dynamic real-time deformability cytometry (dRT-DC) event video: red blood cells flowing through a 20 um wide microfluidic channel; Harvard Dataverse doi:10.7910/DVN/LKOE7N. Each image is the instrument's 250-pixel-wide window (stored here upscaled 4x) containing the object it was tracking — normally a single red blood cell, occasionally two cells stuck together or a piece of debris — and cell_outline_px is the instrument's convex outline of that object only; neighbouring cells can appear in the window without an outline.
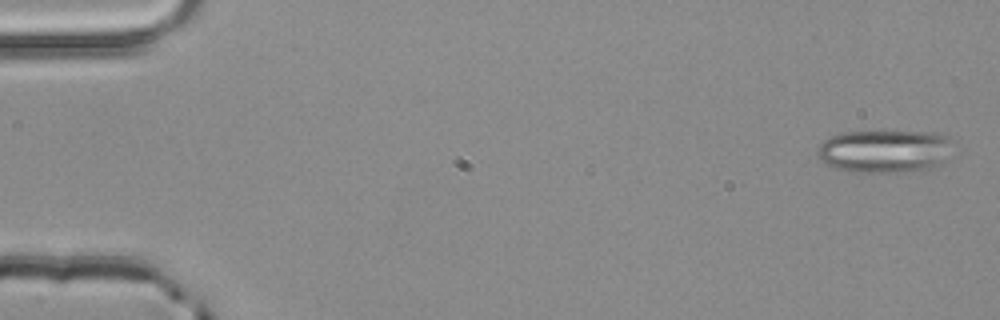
{"species": "common noctule bat (a hibernating species)", "species_latin": "Nyctalus noctula", "temperature_condition": "room temperature", "stored_images_in_passage": 4, "camera_frame_rate_fps": 3000, "um_per_image_px": 0.085, "animal": {"sex": "male", "body_mass_g": 20.4}, "frame": {"image": 1, "passage_image": 1, "time_ms": 0.0, "image_size_px": [1000, 320], "cell_outline_px": [[952, 140], [944, 160], [936, 168], [924, 172], [856, 172], [836, 168], [824, 164], [816, 152], [816, 148], [824, 140], [832, 136], [844, 132], [932, 132], [952, 136]], "centroid_in_image_um": [75.22, 12.87], "position_along_channel_um": 9.8, "area_um2": 34.28}}